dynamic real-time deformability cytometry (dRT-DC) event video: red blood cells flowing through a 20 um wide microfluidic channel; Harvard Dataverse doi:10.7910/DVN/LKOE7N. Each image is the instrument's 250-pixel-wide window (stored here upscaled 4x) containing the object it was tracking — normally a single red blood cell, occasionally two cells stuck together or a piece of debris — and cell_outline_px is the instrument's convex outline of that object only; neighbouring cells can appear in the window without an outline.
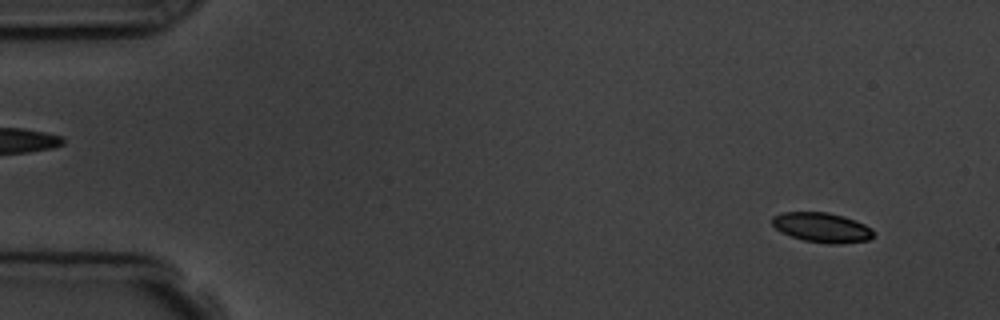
{"species": "common noctule bat (a hibernating species)", "species_latin": "Nyctalus noctula", "temperature_condition": "room temperature", "stored_images_in_passage": 5, "camera_frame_rate_fps": 3000, "um_per_image_px": 0.085, "animal": {"sex": "male", "body_mass_g": 19.5, "forearm_length_mm": 54.6}, "frame": {"image": 1, "passage_image": 1, "time_ms": 0.0, "image_size_px": [1000, 320], "cell_outline_px": [[876, 236], [868, 240], [840, 244], [828, 244], [804, 240], [780, 232], [772, 224], [772, 216], [784, 212], [828, 212], [844, 216], [856, 220], [872, 228]], "centroid_in_image_um": [69.9, 19.34], "position_along_channel_um": 15.1, "area_um2": 17.74}}
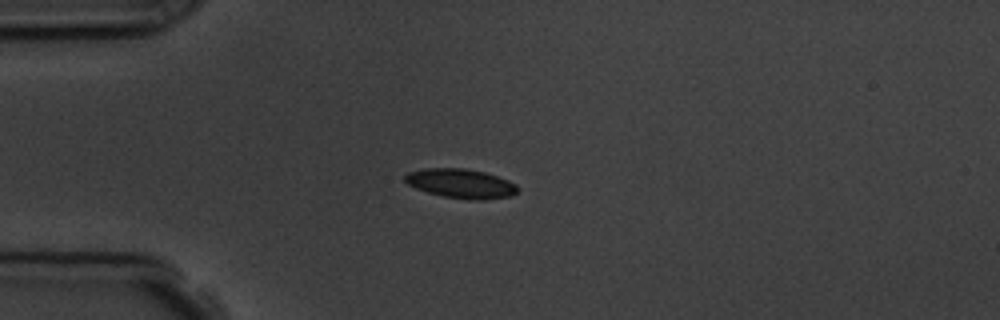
{"frame": {"image": 2, "passage_image": 4, "time_ms": 3.333, "image_size_px": [1000, 320], "cell_outline_px": [[520, 188], [512, 196], [480, 200], [468, 200], [444, 196], [428, 192], [416, 188], [408, 184], [404, 180], [404, 176], [408, 172], [424, 168], [464, 168], [484, 172], [508, 180], [516, 184]], "centroid_in_image_um": [39.18, 15.6], "position_along_channel_um": 45.8, "area_um2": 19.25}}